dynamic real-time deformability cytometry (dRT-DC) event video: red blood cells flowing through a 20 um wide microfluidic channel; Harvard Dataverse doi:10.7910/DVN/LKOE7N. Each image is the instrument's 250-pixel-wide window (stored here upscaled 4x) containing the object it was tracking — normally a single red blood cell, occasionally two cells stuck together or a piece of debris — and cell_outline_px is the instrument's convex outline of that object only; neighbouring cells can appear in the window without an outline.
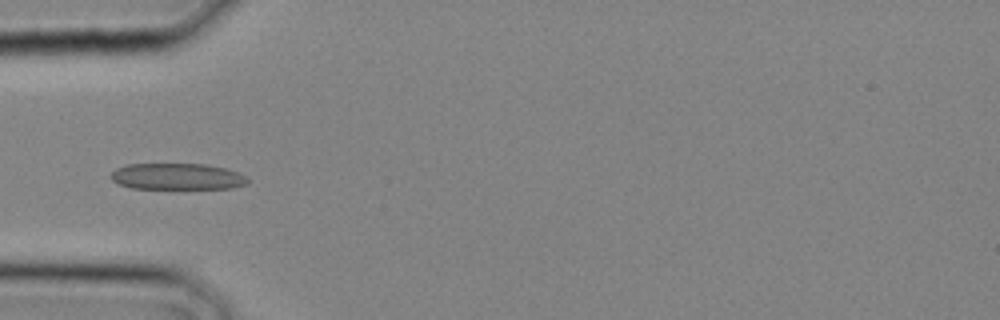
{"species": "common noctule bat (a hibernating species)", "species_latin": "Nyctalus noctula", "temperature_condition": "cold", "stored_images_in_passage": 27, "camera_frame_rate_fps": 3000, "um_per_image_px": 0.085, "animal": {"sex": "male", "body_mass_g": 20.4}, "frame": {"image": 1, "passage_image": 8, "time_ms": 2.333, "image_size_px": [1000, 320], "cell_outline_px": [[248, 184], [232, 188], [132, 188], [120, 184], [112, 180], [108, 176], [116, 168], [124, 164], [204, 164], [224, 168], [248, 176]], "centroid_in_image_um": [15.04, 15.0], "position_along_channel_um": 70.0, "area_um2": 20.98}}
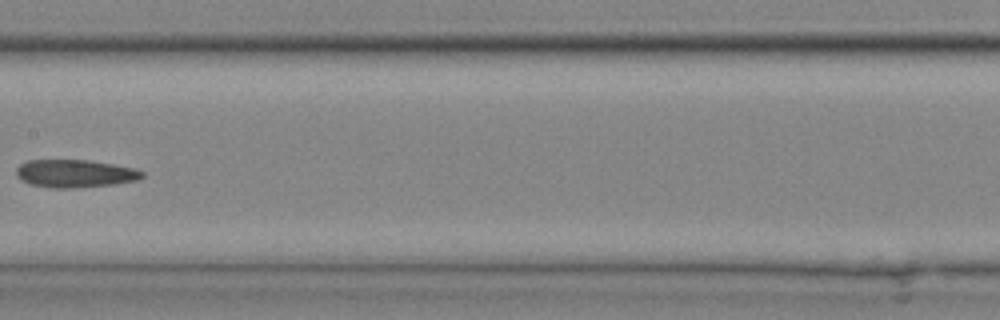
{"frame": {"image": 2, "passage_image": 14, "time_ms": 4.333, "image_size_px": [1000, 320], "cell_outline_px": [[144, 176], [136, 180], [112, 184], [72, 188], [52, 188], [32, 184], [20, 180], [16, 176], [16, 168], [20, 164], [28, 160], [88, 160], [136, 168], [144, 172]], "centroid_in_image_um": [6.35, 14.74], "position_along_channel_um": 201.0, "area_um2": 20.35}}
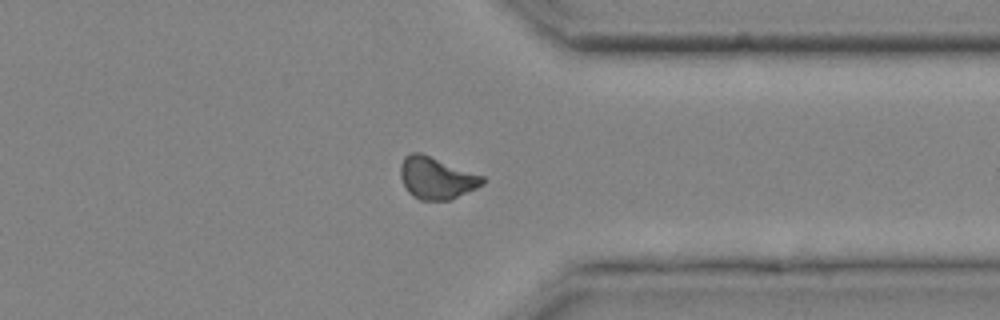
{"frame": {"image": 3, "passage_image": 22, "time_ms": 7.0, "image_size_px": [1000, 320], "cell_outline_px": [[488, 180], [484, 184], [476, 188], [448, 200], [420, 200], [412, 196], [408, 192], [400, 176], [400, 164], [404, 156], [412, 152], [420, 152], [484, 176]], "centroid_in_image_um": [37.09, 15.12], "position_along_channel_um": 374.3, "area_um2": 20.11}}